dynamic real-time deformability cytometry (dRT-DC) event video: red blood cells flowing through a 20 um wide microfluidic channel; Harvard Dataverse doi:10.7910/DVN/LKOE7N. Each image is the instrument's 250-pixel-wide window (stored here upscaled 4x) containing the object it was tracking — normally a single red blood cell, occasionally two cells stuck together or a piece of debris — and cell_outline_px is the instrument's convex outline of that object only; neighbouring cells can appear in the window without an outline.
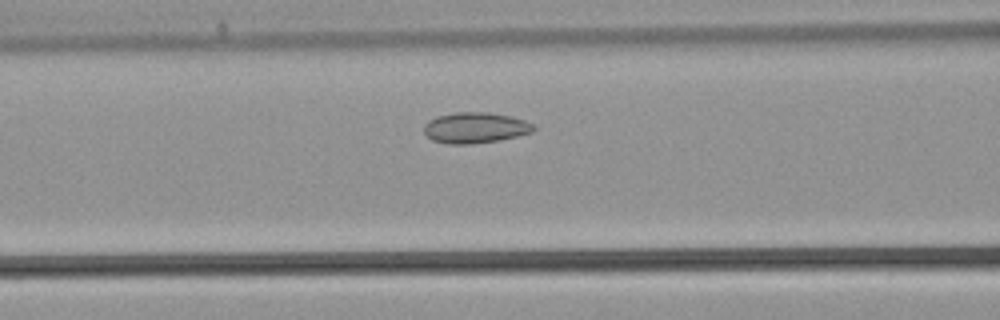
{"species": "common noctule bat (a hibernating species)", "species_latin": "Nyctalus noctula", "temperature_condition": "warm", "stored_images_in_passage": 28, "camera_frame_rate_fps": 3000, "um_per_image_px": 0.085, "animal": {"sex": "male", "body_mass_g": 21.5, "forearm_length_mm": 52.0}, "frame": {"image": 1, "passage_image": 9, "time_ms": 2.667, "image_size_px": [1000, 320], "cell_outline_px": [[536, 128], [532, 132], [500, 140], [472, 144], [448, 144], [432, 140], [424, 132], [424, 124], [428, 120], [436, 116], [456, 112], [488, 112], [512, 116], [524, 120], [532, 124]], "centroid_in_image_um": [40.38, 10.85], "position_along_channel_um": 126.2, "area_um2": 19.77}}
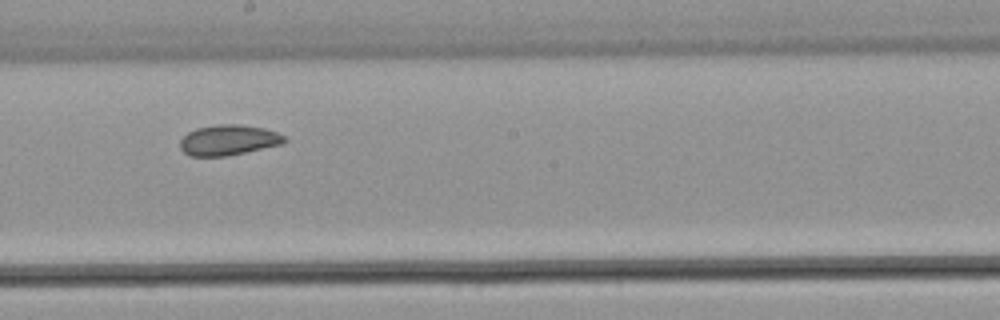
{"frame": {"image": 2, "passage_image": 15, "time_ms": 4.667, "image_size_px": [1000, 320], "cell_outline_px": [[288, 140], [280, 144], [244, 152], [224, 156], [188, 156], [180, 148], [180, 140], [188, 132], [196, 128], [220, 124], [240, 124], [264, 128], [276, 132], [284, 136]], "centroid_in_image_um": [19.39, 11.9], "position_along_channel_um": 228.8, "area_um2": 18.32}}
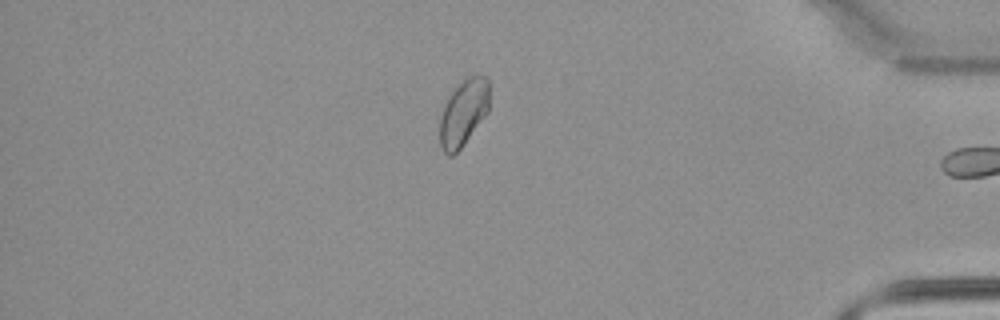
{"frame": {"image": 3, "passage_image": 27, "time_ms": 8.667, "image_size_px": [1000, 320], "cell_outline_px": [[488, 112], [460, 148], [452, 156], [448, 156], [444, 152], [440, 144], [440, 116], [444, 104], [448, 96], [456, 84], [468, 76], [484, 76], [488, 80]], "centroid_in_image_um": [39.36, 9.56], "position_along_channel_um": 395.8, "area_um2": 19.07}}